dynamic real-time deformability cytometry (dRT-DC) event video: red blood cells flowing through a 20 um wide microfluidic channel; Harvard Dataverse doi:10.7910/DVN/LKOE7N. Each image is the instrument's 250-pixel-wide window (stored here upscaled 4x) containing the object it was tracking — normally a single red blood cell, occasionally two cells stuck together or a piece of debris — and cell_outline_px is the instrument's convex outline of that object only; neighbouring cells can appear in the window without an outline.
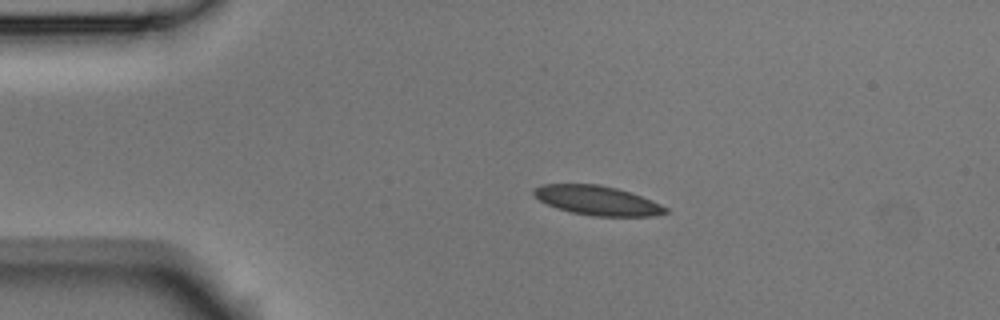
{"species": "Egyptian fruit bat (a non-hibernating species)", "species_latin": "Rousettus aegyptiacus", "temperature_condition": "room temperature", "stored_images_in_passage": 3, "camera_frame_rate_fps": 3000, "um_per_image_px": 0.085, "animal": {"sex": "male"}, "frame": {"image": 1, "passage_image": 2, "time_ms": 0.333, "image_size_px": [1000, 320], "cell_outline_px": [[668, 212], [652, 216], [592, 216], [572, 212], [556, 208], [540, 200], [532, 192], [536, 188], [544, 184], [600, 184], [616, 188], [640, 196], [660, 204], [668, 208]], "centroid_in_image_um": [50.77, 17.04], "position_along_channel_um": 34.2, "area_um2": 22.2}}